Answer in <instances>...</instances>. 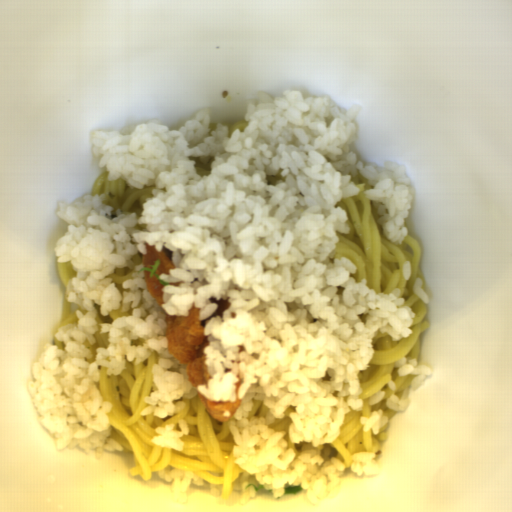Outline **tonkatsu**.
I'll return each instance as SVG.
<instances>
[{
    "label": "tonkatsu",
    "instance_id": "1",
    "mask_svg": "<svg viewBox=\"0 0 512 512\" xmlns=\"http://www.w3.org/2000/svg\"><path fill=\"white\" fill-rule=\"evenodd\" d=\"M210 301L215 302L217 308L204 321L200 320V310L195 303L188 310V316L169 314L165 320L168 354L181 365H186L187 378L194 387L207 384L212 379L203 353V348L209 344L208 336L204 335L205 325L214 316L222 317L231 304L227 299L217 300L214 296L210 297Z\"/></svg>",
    "mask_w": 512,
    "mask_h": 512
},
{
    "label": "tonkatsu",
    "instance_id": "2",
    "mask_svg": "<svg viewBox=\"0 0 512 512\" xmlns=\"http://www.w3.org/2000/svg\"><path fill=\"white\" fill-rule=\"evenodd\" d=\"M243 384V379L238 380L237 383L234 384L235 389V402L229 401H213L205 397L202 393L198 391V396L205 407L207 413L219 422H227L238 410L243 399H239V388Z\"/></svg>",
    "mask_w": 512,
    "mask_h": 512
},
{
    "label": "tonkatsu",
    "instance_id": "3",
    "mask_svg": "<svg viewBox=\"0 0 512 512\" xmlns=\"http://www.w3.org/2000/svg\"><path fill=\"white\" fill-rule=\"evenodd\" d=\"M146 251L141 256L142 268H152L151 265L160 260L158 268L154 273L170 275L171 268H177L166 252L156 250L155 246L145 243Z\"/></svg>",
    "mask_w": 512,
    "mask_h": 512
},
{
    "label": "tonkatsu",
    "instance_id": "4",
    "mask_svg": "<svg viewBox=\"0 0 512 512\" xmlns=\"http://www.w3.org/2000/svg\"><path fill=\"white\" fill-rule=\"evenodd\" d=\"M150 273L151 271L144 270V284L151 297L161 306L164 303L162 288L165 285L161 284L155 275L150 277Z\"/></svg>",
    "mask_w": 512,
    "mask_h": 512
},
{
    "label": "tonkatsu",
    "instance_id": "5",
    "mask_svg": "<svg viewBox=\"0 0 512 512\" xmlns=\"http://www.w3.org/2000/svg\"><path fill=\"white\" fill-rule=\"evenodd\" d=\"M181 283H184L183 280L180 281V282H168V285H173V286H180Z\"/></svg>",
    "mask_w": 512,
    "mask_h": 512
}]
</instances>
